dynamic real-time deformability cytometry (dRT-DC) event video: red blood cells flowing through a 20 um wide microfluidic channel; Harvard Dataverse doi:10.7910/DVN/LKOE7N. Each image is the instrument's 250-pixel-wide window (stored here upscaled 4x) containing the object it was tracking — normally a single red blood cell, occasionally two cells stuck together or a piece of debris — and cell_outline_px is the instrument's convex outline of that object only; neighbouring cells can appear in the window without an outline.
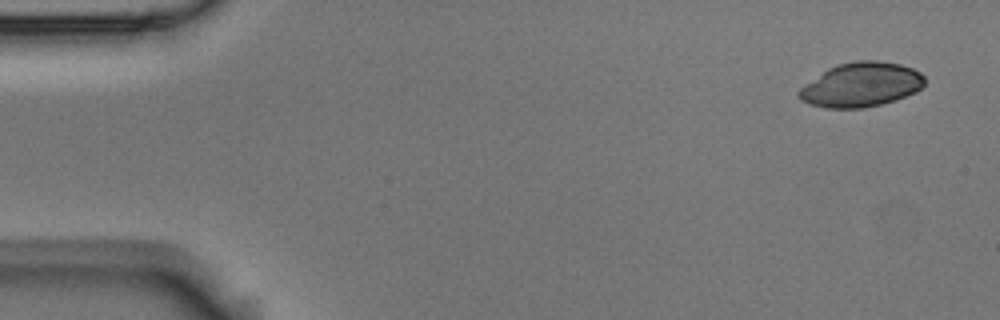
{"species": "Egyptian fruit bat (a non-hibernating species)", "species_latin": "Rousettus aegyptiacus", "temperature_condition": "room temperature", "stored_images_in_passage": 4, "camera_frame_rate_fps": 3000, "um_per_image_px": 0.085, "animal": {"sex": "male"}, "frame": {"image": 1, "passage_image": 1, "time_ms": 0.0, "image_size_px": [1000, 320], "cell_outline_px": [[924, 84], [916, 92], [896, 100], [864, 108], [824, 108], [808, 104], [800, 100], [796, 96], [796, 92], [800, 88], [828, 68], [836, 64], [856, 60], [876, 60], [900, 64], [912, 68], [920, 72], [924, 76]], "centroid_in_image_um": [73.17, 7.2], "position_along_channel_um": 11.8, "area_um2": 32.71}}